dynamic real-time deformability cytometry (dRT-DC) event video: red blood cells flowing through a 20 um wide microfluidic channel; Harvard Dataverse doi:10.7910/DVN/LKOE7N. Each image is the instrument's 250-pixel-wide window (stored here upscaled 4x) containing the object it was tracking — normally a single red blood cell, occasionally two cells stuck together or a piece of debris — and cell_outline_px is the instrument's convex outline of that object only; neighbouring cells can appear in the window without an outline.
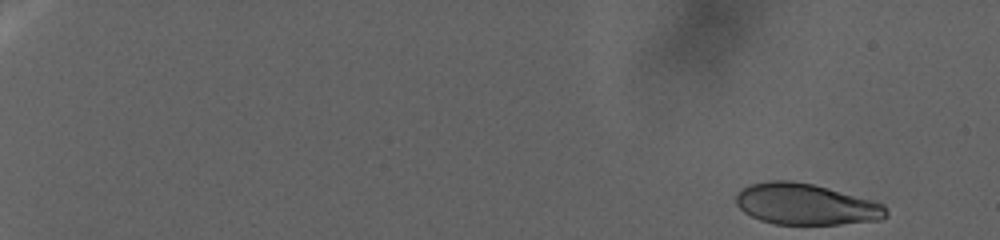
{"species": "human", "species_latin": "Homo sapiens", "temperature_condition": "warm", "stored_images_in_passage": 102, "camera_frame_rate_fps": 3000, "um_per_image_px": 0.085, "donor": {"sex": "female"}, "frame": {"image": 1, "passage_image": 1, "time_ms": 0.0, "image_size_px": [1000, 240], "cell_outline_px": [[888, 216], [880, 220], [840, 224], [776, 224], [760, 220], [744, 212], [736, 204], [736, 192], [740, 188], [748, 184], [768, 180], [792, 180], [812, 184], [828, 188], [872, 200], [884, 204], [888, 212]], "centroid_in_image_um": [68.47, 17.35], "position_along_channel_um": 16.5, "area_um2": 36.24}}
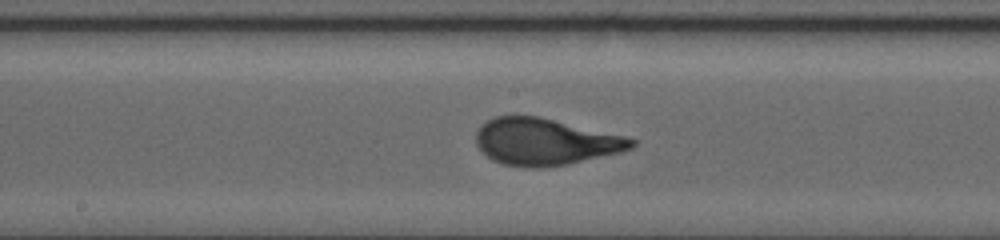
{"frame": {"image": 2, "passage_image": 58, "time_ms": 26.0, "image_size_px": [1000, 240], "cell_outline_px": [[636, 144], [632, 148], [620, 152], [568, 164], [540, 168], [524, 168], [504, 164], [492, 160], [476, 144], [476, 132], [480, 124], [496, 116], [540, 116], [624, 136], [636, 140]], "centroid_in_image_um": [46.32, 12.05], "position_along_channel_um": 201.9, "area_um2": 42.31}}
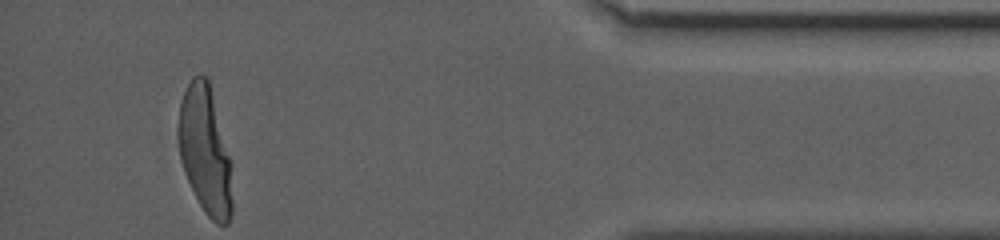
{"frame": {"image": 3, "passage_image": 102, "time_ms": 42.333, "image_size_px": [1000, 240], "cell_outline_px": [[232, 216], [228, 224], [216, 224], [204, 212], [184, 172], [180, 156], [180, 100], [192, 76], [208, 76], [232, 164]], "centroid_in_image_um": [17.49, 12.81], "position_along_channel_um": 417.7, "area_um2": 39.94}}